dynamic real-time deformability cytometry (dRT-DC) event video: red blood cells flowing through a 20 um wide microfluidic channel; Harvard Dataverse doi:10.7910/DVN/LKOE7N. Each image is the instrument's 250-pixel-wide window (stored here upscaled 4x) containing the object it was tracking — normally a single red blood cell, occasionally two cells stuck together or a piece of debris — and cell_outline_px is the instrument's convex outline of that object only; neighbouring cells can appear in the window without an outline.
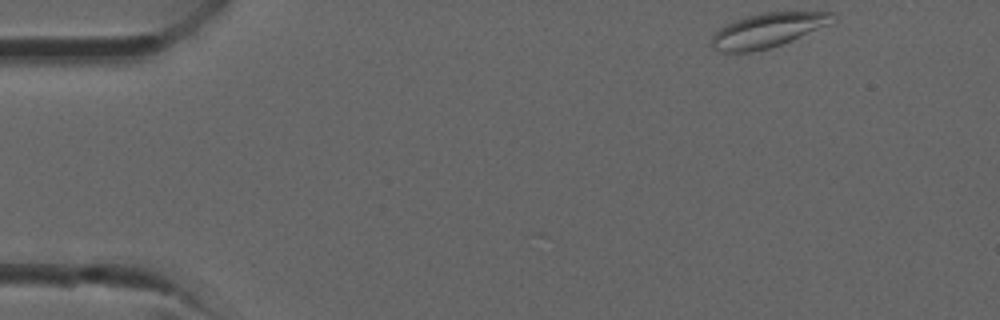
{"species": "common noctule bat (a hibernating species)", "species_latin": "Nyctalus noctula", "temperature_condition": "room temperature", "stored_images_in_passage": 29, "camera_frame_rate_fps": 3000, "um_per_image_px": 0.085, "animal": {"sex": "male", "forearm_length_mm": 52.5}, "frame": {"image": 1, "passage_image": 1, "time_ms": 0.0, "image_size_px": [1000, 320], "cell_outline_px": [[832, 12], [828, 24], [792, 40], [768, 48], [752, 52], [716, 52], [712, 48], [712, 36], [720, 28], [736, 20], [760, 12]], "centroid_in_image_um": [65.16, 2.59], "position_along_channel_um": 19.8, "area_um2": 23.58}}
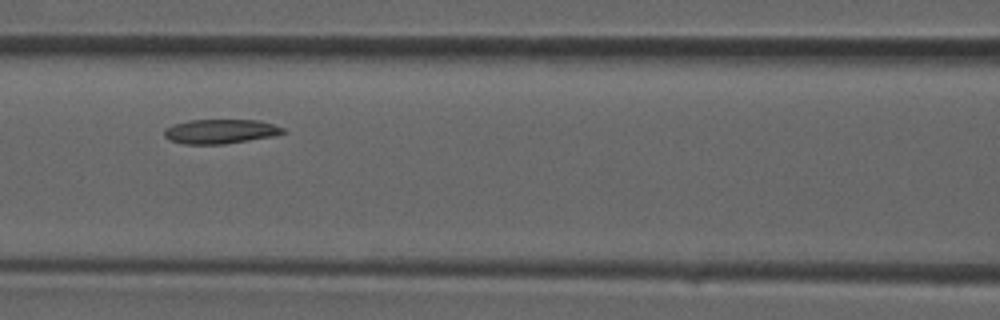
{"frame": {"image": 2, "passage_image": 13, "time_ms": 4.0, "image_size_px": [1000, 320], "cell_outline_px": [[288, 132], [276, 136], [224, 144], [184, 144], [172, 140], [164, 136], [164, 128], [172, 124], [188, 120], [260, 120], [284, 128]], "centroid_in_image_um": [18.76, 11.17], "position_along_channel_um": 147.8, "area_um2": 17.05}}
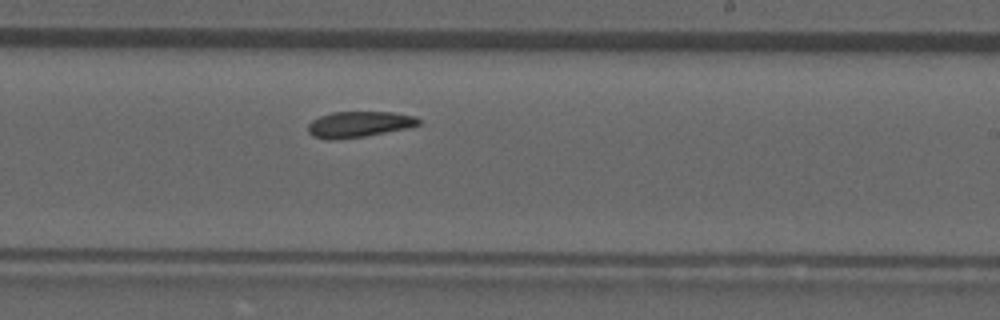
{"frame": {"image": 3, "passage_image": 19, "time_ms": 6.0, "image_size_px": [1000, 320], "cell_outline_px": [[420, 124], [408, 128], [364, 136], [332, 140], [328, 140], [312, 136], [308, 132], [308, 124], [312, 120], [320, 116], [332, 112], [392, 112], [416, 116], [420, 120]], "centroid_in_image_um": [30.5, 10.56], "position_along_channel_um": 258.5, "area_um2": 16.7}}